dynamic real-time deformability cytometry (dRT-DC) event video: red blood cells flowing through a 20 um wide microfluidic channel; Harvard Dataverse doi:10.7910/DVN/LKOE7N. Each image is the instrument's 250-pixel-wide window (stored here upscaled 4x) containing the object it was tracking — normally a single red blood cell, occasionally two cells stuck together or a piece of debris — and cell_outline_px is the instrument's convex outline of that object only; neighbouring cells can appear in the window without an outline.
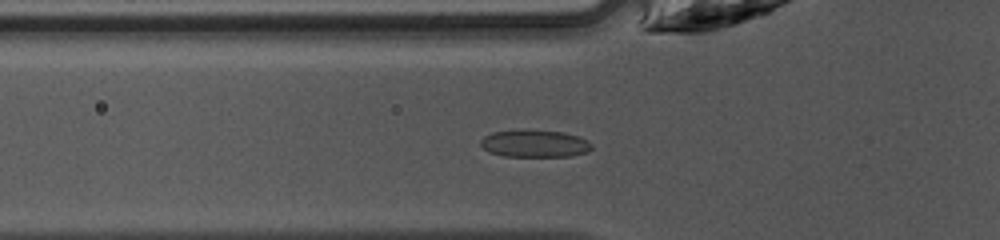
{"species": "common noctule bat (a hibernating species)", "species_latin": "Nyctalus noctula", "temperature_condition": "warm", "stored_images_in_passage": 39, "camera_frame_rate_fps": 3000, "um_per_image_px": 0.085, "animal": {"sex": "female", "body_mass_g": 10.0, "forearm_length_mm": 53.1}, "frame": {"image": 1, "passage_image": 7, "time_ms": 2.0, "image_size_px": [1000, 240], "cell_outline_px": [[592, 148], [588, 152], [572, 156], [504, 156], [488, 152], [480, 144], [480, 140], [484, 136], [492, 132], [520, 128], [564, 132], [588, 140], [592, 144]], "centroid_in_image_um": [45.43, 12.18], "position_along_channel_um": 80.4, "area_um2": 18.09}}
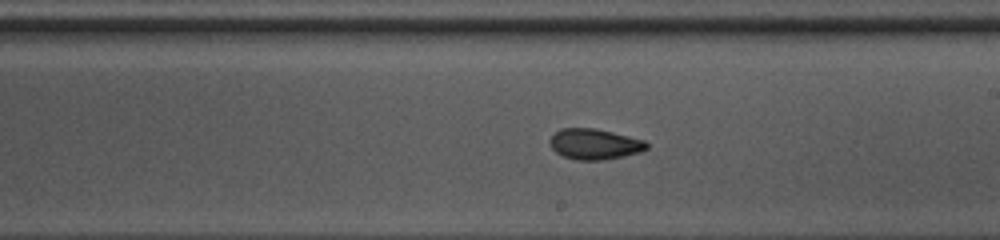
{"frame": {"image": 2, "passage_image": 18, "time_ms": 5.667, "image_size_px": [1000, 240], "cell_outline_px": [[648, 148], [640, 152], [624, 156], [604, 160], [576, 160], [564, 156], [556, 152], [552, 148], [548, 140], [560, 128], [592, 128], [612, 132], [644, 140], [648, 144]], "centroid_in_image_um": [50.53, 12.25], "position_along_channel_um": 238.5, "area_um2": 17.22}}
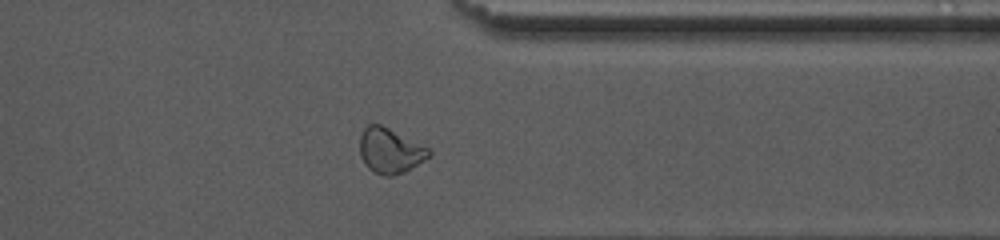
{"frame": {"image": 3, "passage_image": 28, "time_ms": 9.0, "image_size_px": [1000, 240], "cell_outline_px": [[432, 156], [404, 172], [392, 176], [384, 176], [372, 172], [364, 164], [360, 156], [360, 136], [364, 128], [368, 124], [380, 124], [428, 148], [432, 152]], "centroid_in_image_um": [33.14, 12.83], "position_along_channel_um": 378.3, "area_um2": 18.15}, "authors_computed_cell_mechanics": {"area_um2": 18.0336, "velocity_mm_per_s": 4.2727, "shape_relaxation_time_tau1_ms": 4.9827, "shape_relaxation_time_tau2_ms": 3.2964, "deformation_change_tau1": 0.1212, "deformation_change_tau2": 0.0782}}